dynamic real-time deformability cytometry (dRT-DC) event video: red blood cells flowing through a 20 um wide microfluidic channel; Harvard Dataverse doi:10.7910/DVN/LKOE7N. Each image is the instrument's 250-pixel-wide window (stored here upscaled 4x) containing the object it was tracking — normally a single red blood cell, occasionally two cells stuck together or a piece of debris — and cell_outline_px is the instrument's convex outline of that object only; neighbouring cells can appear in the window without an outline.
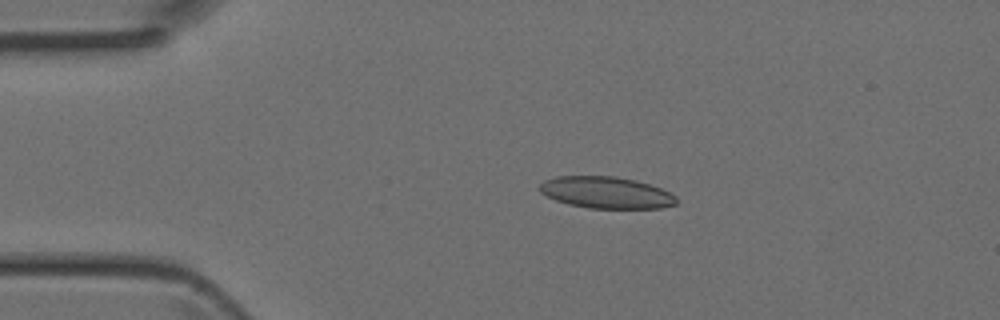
{"species": "Egyptian fruit bat (a non-hibernating species)", "species_latin": "Rousettus aegyptiacus", "temperature_condition": "room temperature", "stored_images_in_passage": 4, "camera_frame_rate_fps": 3000, "um_per_image_px": 0.085, "animal": {"sex": "female"}, "frame": {"image": 1, "passage_image": 3, "time_ms": 0.667, "image_size_px": [1000, 320], "cell_outline_px": [[676, 204], [660, 208], [588, 208], [568, 204], [556, 200], [540, 192], [540, 184], [544, 180], [556, 176], [616, 176], [636, 180], [660, 188], [676, 196]], "centroid_in_image_um": [51.51, 16.36], "position_along_channel_um": 33.5, "area_um2": 25.14}}